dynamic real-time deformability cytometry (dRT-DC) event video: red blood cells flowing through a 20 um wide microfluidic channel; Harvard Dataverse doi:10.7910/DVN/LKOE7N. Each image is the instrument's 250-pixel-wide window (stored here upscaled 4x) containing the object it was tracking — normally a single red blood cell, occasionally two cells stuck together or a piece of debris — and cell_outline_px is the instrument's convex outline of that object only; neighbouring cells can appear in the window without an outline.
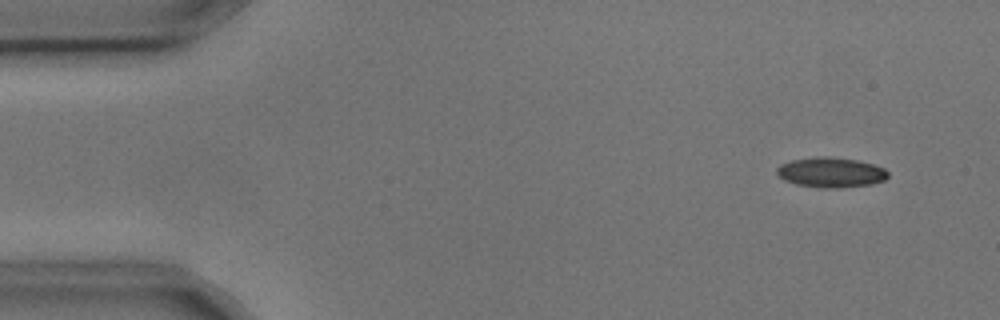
{"species": "common noctule bat (a hibernating species)", "species_latin": "Nyctalus noctula", "temperature_condition": "cold", "stored_images_in_passage": 4, "camera_frame_rate_fps": 3000, "um_per_image_px": 0.085, "animal": {"sex": "male", "body_mass_g": 17.9, "forearm_length_mm": 54.2}, "frame": {"image": 1, "passage_image": 1, "time_ms": 0.0, "image_size_px": [1000, 320], "cell_outline_px": [[888, 176], [884, 180], [872, 184], [840, 188], [824, 188], [796, 184], [784, 180], [776, 172], [776, 168], [780, 164], [792, 160], [816, 156], [828, 156], [856, 160], [872, 164], [884, 168], [888, 172]], "centroid_in_image_um": [70.62, 14.65], "position_along_channel_um": 14.4, "area_um2": 19.48}}
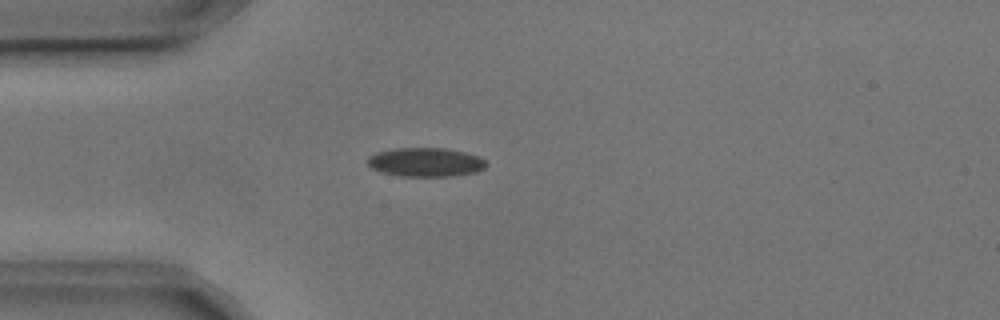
{"frame": {"image": 2, "passage_image": 4, "time_ms": 1.0, "image_size_px": [1000, 320], "cell_outline_px": [[488, 164], [484, 168], [476, 172], [452, 176], [400, 176], [380, 172], [372, 168], [368, 164], [368, 156], [376, 152], [396, 148], [444, 148], [464, 152], [480, 156]], "centroid_in_image_um": [36.18, 13.78], "position_along_channel_um": 48.8, "area_um2": 20.06}}